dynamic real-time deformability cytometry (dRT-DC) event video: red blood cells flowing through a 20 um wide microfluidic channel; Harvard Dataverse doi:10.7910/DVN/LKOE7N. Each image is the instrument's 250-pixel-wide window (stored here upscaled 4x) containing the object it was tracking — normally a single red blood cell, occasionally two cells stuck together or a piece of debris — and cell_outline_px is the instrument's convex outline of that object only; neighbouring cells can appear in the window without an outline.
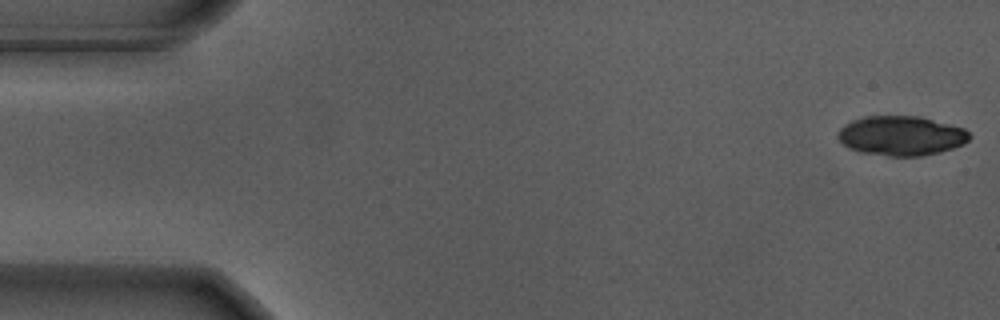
{"species": "Egyptian fruit bat (a non-hibernating species)", "species_latin": "Rousettus aegyptiacus", "temperature_condition": "warm", "stored_images_in_passage": 55, "camera_frame_rate_fps": 3000, "um_per_image_px": 0.085, "animal": {"sex": "male"}, "frame": {"image": 1, "passage_image": 1, "time_ms": 0.0, "image_size_px": [1000, 320], "cell_outline_px": [[972, 136], [964, 144], [940, 152], [920, 156], [888, 156], [860, 152], [848, 148], [836, 136], [836, 132], [844, 124], [852, 120], [864, 116], [920, 116], [964, 128]], "centroid_in_image_um": [76.58, 11.53], "position_along_channel_um": 8.4, "area_um2": 30.52}}